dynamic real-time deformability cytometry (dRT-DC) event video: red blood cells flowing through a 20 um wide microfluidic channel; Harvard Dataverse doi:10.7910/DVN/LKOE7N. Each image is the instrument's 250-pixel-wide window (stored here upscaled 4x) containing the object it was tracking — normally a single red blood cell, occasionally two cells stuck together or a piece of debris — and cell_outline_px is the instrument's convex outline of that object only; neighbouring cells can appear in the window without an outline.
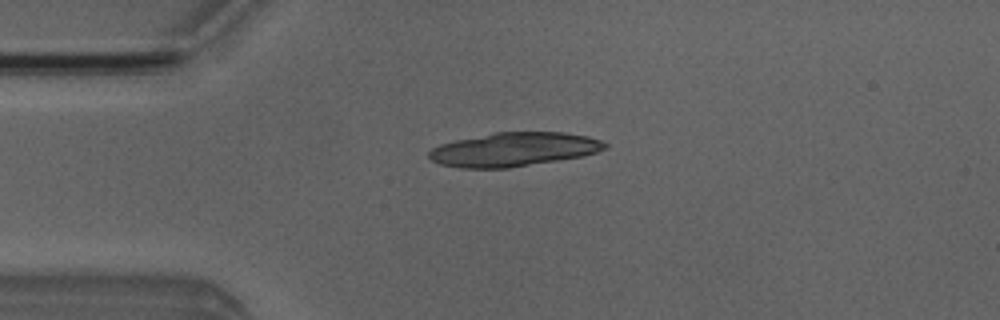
{"species": "Egyptian fruit bat (a non-hibernating species)", "species_latin": "Rousettus aegyptiacus", "temperature_condition": "room temperature", "stored_images_in_passage": 6, "camera_frame_rate_fps": 3000, "um_per_image_px": 0.085, "animal": {"sex": "male"}, "frame": {"image": 1, "passage_image": 3, "time_ms": 2.333, "image_size_px": [1000, 320], "cell_outline_px": [[608, 148], [584, 156], [508, 168], [460, 168], [440, 164], [432, 160], [428, 156], [428, 152], [432, 148], [440, 144], [456, 140], [492, 132], [564, 132], [588, 136], [600, 140], [608, 144]], "centroid_in_image_um": [43.68, 12.7], "position_along_channel_um": 41.3, "area_um2": 34.85}}